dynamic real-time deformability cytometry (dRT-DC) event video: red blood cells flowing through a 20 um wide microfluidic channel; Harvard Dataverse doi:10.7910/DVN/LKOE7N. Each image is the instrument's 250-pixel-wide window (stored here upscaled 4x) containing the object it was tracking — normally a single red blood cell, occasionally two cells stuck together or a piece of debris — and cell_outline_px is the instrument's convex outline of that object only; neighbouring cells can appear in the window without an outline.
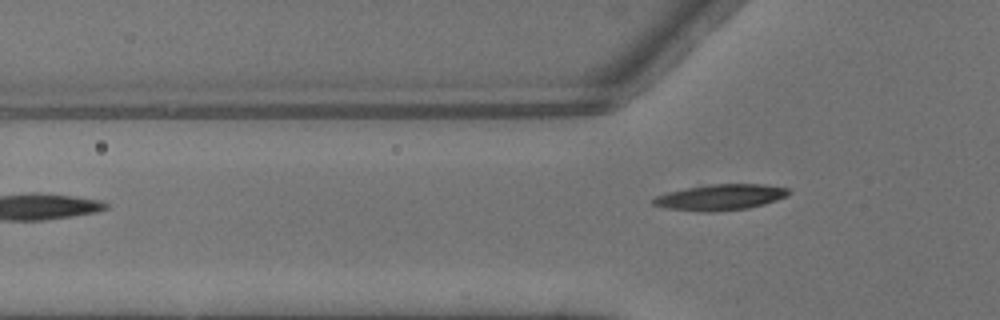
{"species": "common noctule bat (a hibernating species)", "species_latin": "Nyctalus noctula", "temperature_condition": "warm", "stored_images_in_passage": 4, "camera_frame_rate_fps": 3000, "um_per_image_px": 0.085, "animal": {"sex": "male", "body_mass_g": 13.3}, "frame": {"image": 1, "passage_image": 4, "time_ms": 1.0, "image_size_px": [1000, 320], "cell_outline_px": [[792, 192], [788, 196], [764, 204], [748, 208], [712, 212], [700, 212], [664, 208], [652, 204], [652, 200], [656, 196], [668, 192], [688, 188], [712, 184], [760, 184], [788, 188]], "centroid_in_image_um": [61.24, 16.77], "position_along_channel_um": 64.6, "area_um2": 20.4}}